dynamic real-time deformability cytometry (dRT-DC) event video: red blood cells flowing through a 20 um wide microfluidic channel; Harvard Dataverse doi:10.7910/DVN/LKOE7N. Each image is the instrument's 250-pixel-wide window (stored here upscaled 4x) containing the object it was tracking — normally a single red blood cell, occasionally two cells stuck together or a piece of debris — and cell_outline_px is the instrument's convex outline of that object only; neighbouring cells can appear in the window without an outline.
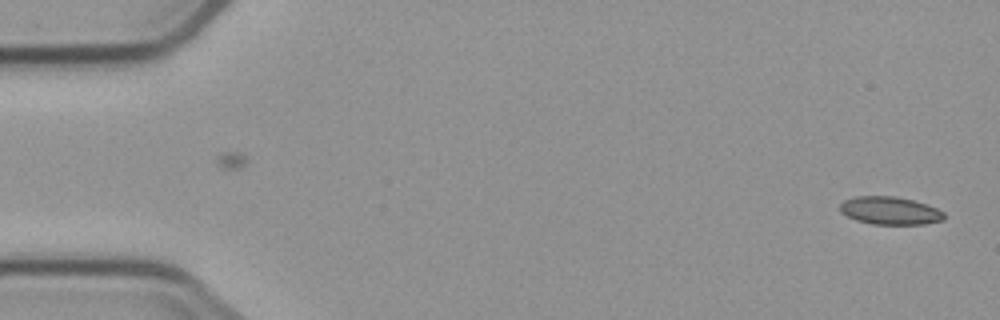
{"species": "common noctule bat (a hibernating species)", "species_latin": "Nyctalus noctula", "temperature_condition": "cold", "stored_images_in_passage": 2, "camera_frame_rate_fps": 3000, "um_per_image_px": 0.085, "animal": {"sex": "male", "body_mass_g": 23.1, "forearm_length_mm": 52.7}, "frame": {"image": 1, "passage_image": 2, "time_ms": 1.333, "image_size_px": [1000, 320], "cell_outline_px": [[944, 220], [924, 224], [872, 224], [856, 220], [840, 212], [840, 204], [844, 200], [856, 196], [896, 196], [928, 204], [944, 212]], "centroid_in_image_um": [75.65, 17.9], "position_along_channel_um": 9.3, "area_um2": 16.94}}